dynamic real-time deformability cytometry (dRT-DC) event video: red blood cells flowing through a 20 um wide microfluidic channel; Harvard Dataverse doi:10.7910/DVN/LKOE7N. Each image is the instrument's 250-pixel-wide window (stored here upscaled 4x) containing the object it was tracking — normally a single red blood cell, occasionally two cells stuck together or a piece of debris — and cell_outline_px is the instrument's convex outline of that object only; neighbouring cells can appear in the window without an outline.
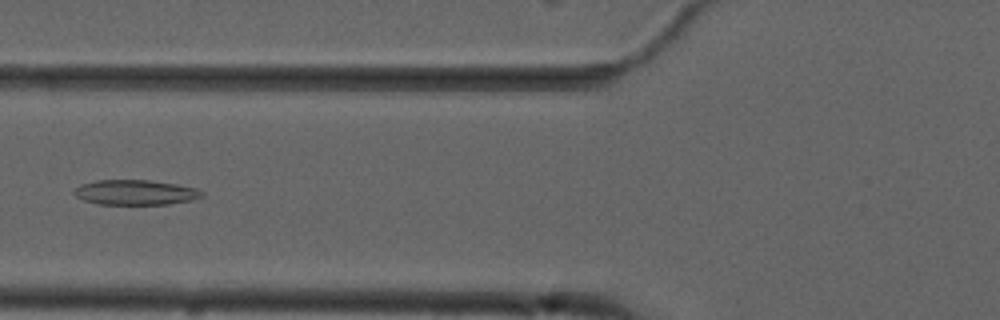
{"species": "common noctule bat (a hibernating species)", "species_latin": "Nyctalus noctula", "temperature_condition": "cold", "stored_images_in_passage": 8, "camera_frame_rate_fps": 3000, "um_per_image_px": 0.085, "animal": {"sex": "male", "forearm_length_mm": 52.5}, "frame": {"image": 1, "passage_image": 5, "time_ms": 5.667, "image_size_px": [1000, 320], "cell_outline_px": [[204, 196], [192, 200], [168, 204], [96, 204], [84, 200], [76, 196], [72, 192], [80, 184], [96, 180], [152, 180], [176, 184], [196, 188], [204, 192]], "centroid_in_image_um": [11.51, 16.35], "position_along_channel_um": 114.3, "area_um2": 18.73}}
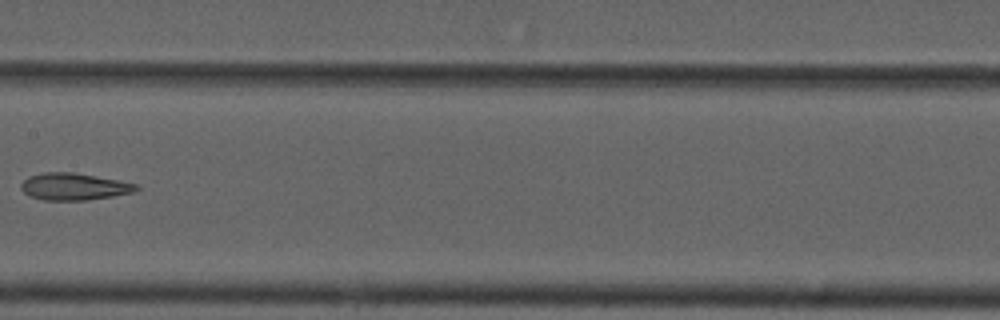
{"frame": {"image": 2, "passage_image": 7, "time_ms": 8.0, "image_size_px": [1000, 320], "cell_outline_px": [[140, 188], [132, 192], [112, 196], [88, 200], [44, 200], [32, 196], [24, 192], [20, 188], [20, 184], [28, 176], [44, 172], [72, 172], [120, 180], [136, 184]], "centroid_in_image_um": [6.27, 15.85], "position_along_channel_um": 201.1, "area_um2": 18.03}}
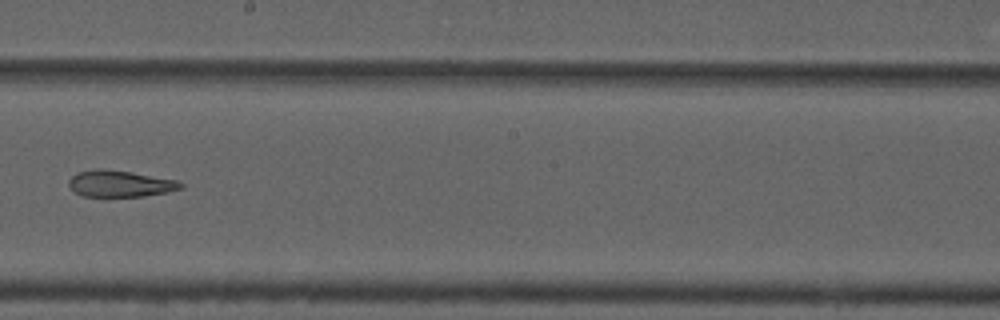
{"frame": {"image": 3, "passage_image": 8, "time_ms": 9.0, "image_size_px": [1000, 320], "cell_outline_px": [[184, 188], [168, 192], [144, 196], [80, 196], [68, 184], [68, 180], [76, 172], [100, 168], [132, 172], [176, 180], [184, 184]], "centroid_in_image_um": [10.21, 15.61], "position_along_channel_um": 238.0, "area_um2": 17.28}}